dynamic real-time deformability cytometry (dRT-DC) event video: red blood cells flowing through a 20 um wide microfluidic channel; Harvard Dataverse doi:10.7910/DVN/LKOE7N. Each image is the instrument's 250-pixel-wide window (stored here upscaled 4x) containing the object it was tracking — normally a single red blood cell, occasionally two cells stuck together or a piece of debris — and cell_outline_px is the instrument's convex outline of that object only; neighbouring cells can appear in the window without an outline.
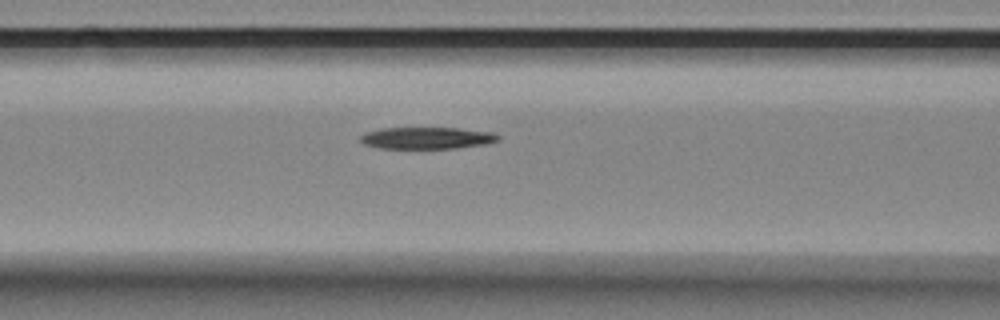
{"species": "Egyptian fruit bat (a non-hibernating species)", "species_latin": "Rousettus aegyptiacus", "temperature_condition": "room temperature", "stored_images_in_passage": 7, "camera_frame_rate_fps": 3000, "um_per_image_px": 0.085, "animal": {"sex": "female"}, "frame": {"image": 1, "passage_image": 7, "time_ms": 8.0, "image_size_px": [1000, 320], "cell_outline_px": [[500, 140], [488, 144], [460, 148], [380, 148], [364, 144], [360, 140], [360, 136], [364, 132], [380, 128], [460, 128], [496, 132], [500, 136]], "centroid_in_image_um": [36.35, 11.72], "position_along_channel_um": 130.2, "area_um2": 17.8}}